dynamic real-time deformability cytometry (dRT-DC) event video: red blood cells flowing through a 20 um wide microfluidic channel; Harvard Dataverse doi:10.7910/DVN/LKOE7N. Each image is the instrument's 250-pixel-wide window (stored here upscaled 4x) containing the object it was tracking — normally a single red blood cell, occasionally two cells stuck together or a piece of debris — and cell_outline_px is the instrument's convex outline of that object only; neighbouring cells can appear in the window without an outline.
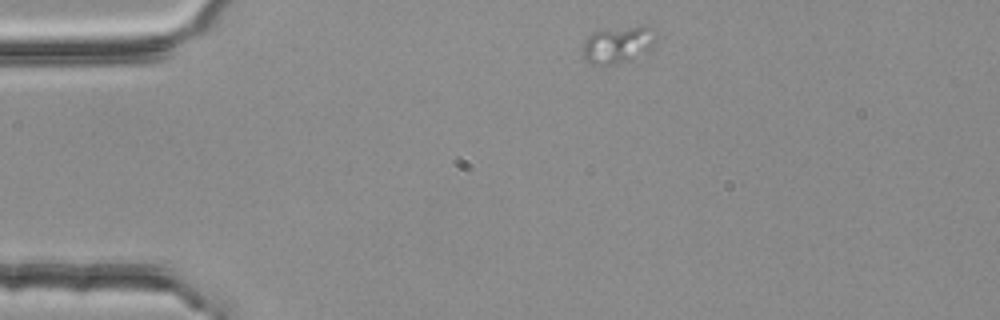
{"species": "common noctule bat (a hibernating species)", "species_latin": "Nyctalus noctula", "temperature_condition": "room temperature", "stored_images_in_passage": 1, "camera_frame_rate_fps": 3000, "um_per_image_px": 0.085, "animal": {"sex": "female", "body_mass_g": 25.1}, "frame": {"image": 1, "passage_image": 1, "time_ms": 0.0, "image_size_px": [1000, 320], "cell_outline_px": [[656, 40], [652, 48], [648, 52], [632, 60], [616, 64], [592, 64], [584, 60], [584, 40], [592, 32], [648, 24], [652, 28], [656, 36]], "centroid_in_image_um": [52.59, 3.8], "position_along_channel_um": 32.4, "area_um2": 15.95}}